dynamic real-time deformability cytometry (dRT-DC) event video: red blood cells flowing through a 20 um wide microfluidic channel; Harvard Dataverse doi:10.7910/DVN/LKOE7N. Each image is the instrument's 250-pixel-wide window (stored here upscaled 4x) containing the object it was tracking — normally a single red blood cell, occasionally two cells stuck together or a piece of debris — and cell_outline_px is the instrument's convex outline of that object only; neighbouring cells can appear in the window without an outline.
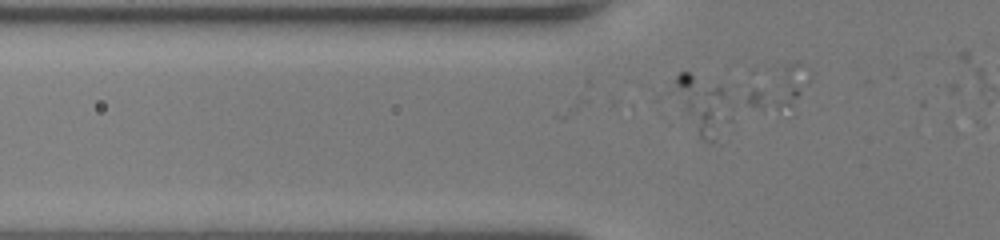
{"species": "human", "species_latin": "Homo sapiens", "temperature_condition": "room temperature", "stored_images_in_passage": 5, "segment_of_instrument_passage": [1, 2], "camera_frame_rate_fps": 3000, "um_per_image_px": 0.085, "donor": {"sex": "female"}, "frame": {"image": 1, "passage_image": 4, "time_ms": 1.0, "image_size_px": [1000, 240], "cell_outline_px": [[732, 120], [720, 144], [704, 140], [700, 136], [676, 88], [676, 76], [680, 72], [688, 72], [720, 88], [724, 92], [732, 104]], "centroid_in_image_um": [59.96, 9.04], "position_along_channel_um": 65.8, "area_um2": 18.21}}